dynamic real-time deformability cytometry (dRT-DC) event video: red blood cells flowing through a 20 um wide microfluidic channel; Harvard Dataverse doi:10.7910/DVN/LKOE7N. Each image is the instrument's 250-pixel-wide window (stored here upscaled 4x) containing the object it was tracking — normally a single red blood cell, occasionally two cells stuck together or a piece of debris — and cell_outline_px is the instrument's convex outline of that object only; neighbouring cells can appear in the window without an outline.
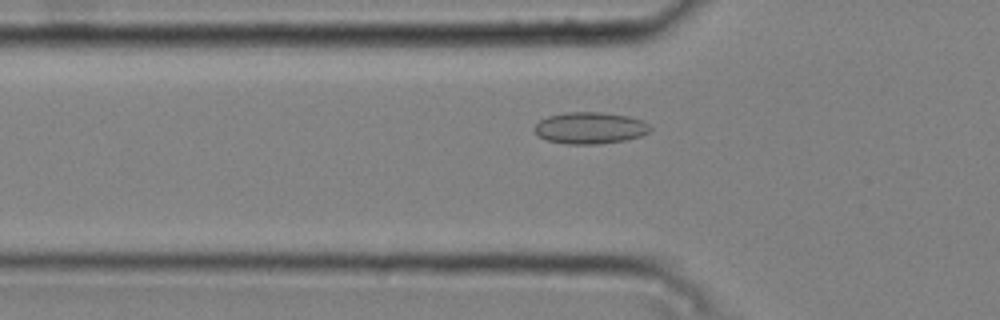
{"species": "common noctule bat (a hibernating species)", "species_latin": "Nyctalus noctula", "temperature_condition": "cold", "stored_images_in_passage": 45, "camera_frame_rate_fps": 3000, "um_per_image_px": 0.085, "animal": {"sex": "male", "body_mass_g": 20.4}, "frame": {"image": 1, "passage_image": 16, "time_ms": 5.0, "image_size_px": [1000, 320], "cell_outline_px": [[652, 128], [648, 132], [640, 136], [624, 140], [600, 144], [564, 144], [548, 140], [540, 136], [532, 128], [540, 120], [548, 116], [568, 112], [600, 112], [628, 116], [644, 120]], "centroid_in_image_um": [50.16, 10.87], "position_along_channel_um": 75.6, "area_um2": 21.33}}
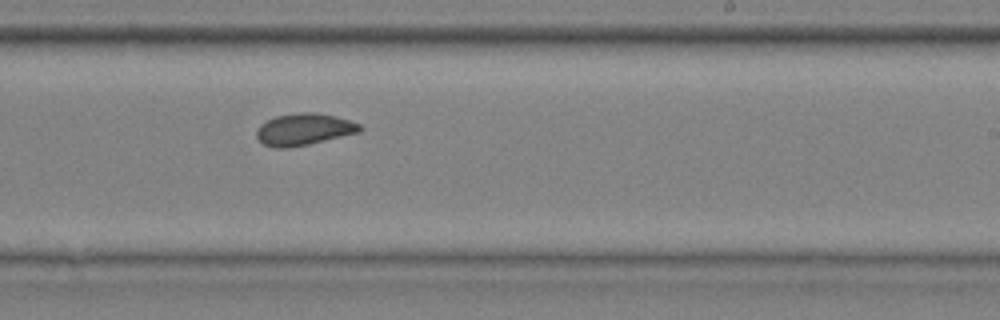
{"frame": {"image": 2, "passage_image": 31, "time_ms": 10.0, "image_size_px": [1000, 320], "cell_outline_px": [[364, 128], [360, 132], [308, 144], [288, 148], [276, 148], [264, 144], [256, 136], [256, 132], [260, 124], [276, 116], [300, 112], [312, 112], [336, 116], [360, 124]], "centroid_in_image_um": [25.84, 10.99], "position_along_channel_um": 263.2, "area_um2": 19.02}}
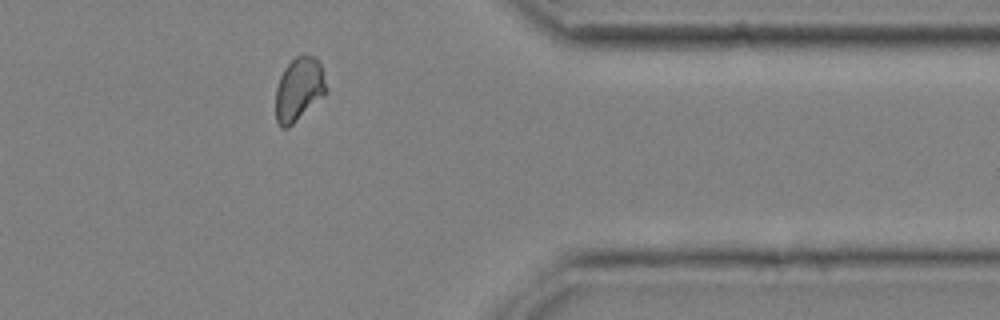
{"frame": {"image": 3, "passage_image": 42, "time_ms": 13.667, "image_size_px": [1000, 320], "cell_outline_px": [[328, 92], [288, 128], [280, 128], [276, 120], [276, 88], [280, 76], [284, 68], [296, 56], [304, 52], [316, 56], [320, 64], [328, 88]], "centroid_in_image_um": [25.42, 7.55], "position_along_channel_um": 386.0, "area_um2": 19.02}, "authors_computed_cell_mechanics": {"area_um2": 19.2474, "velocity_mm_per_s": 3.75, "shape_relaxation_time_tau1_ms": null, "shape_relaxation_time_tau2_ms": 1.4109, "deformation_change_tau1": null, "deformation_change_tau2": 0.0573}}